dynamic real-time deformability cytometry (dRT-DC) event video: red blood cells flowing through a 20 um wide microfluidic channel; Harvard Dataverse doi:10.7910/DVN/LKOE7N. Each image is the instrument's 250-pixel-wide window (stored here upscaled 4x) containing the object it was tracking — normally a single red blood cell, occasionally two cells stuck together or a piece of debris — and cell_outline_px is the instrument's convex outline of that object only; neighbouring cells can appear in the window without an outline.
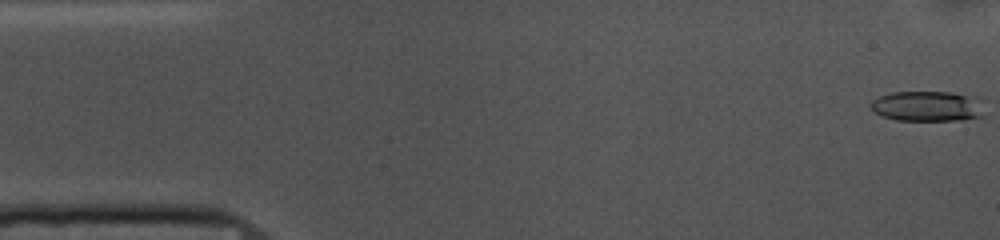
{"species": "common noctule bat (a hibernating species)", "species_latin": "Nyctalus noctula", "temperature_condition": "cold", "stored_images_in_passage": 53, "camera_frame_rate_fps": 3000, "um_per_image_px": 0.085, "animal": {"sex": "female", "body_mass_g": 10.0, "forearm_length_mm": 53.1}, "frame": {"image": 1, "passage_image": 1, "time_ms": 0.0, "image_size_px": [1000, 240], "cell_outline_px": [[984, 116], [960, 120], [896, 120], [884, 116], [876, 112], [872, 108], [872, 100], [880, 96], [892, 92], [952, 92], [976, 96], [984, 100]], "centroid_in_image_um": [78.95, 9.02], "position_along_channel_um": 6.1, "area_um2": 20.29}}
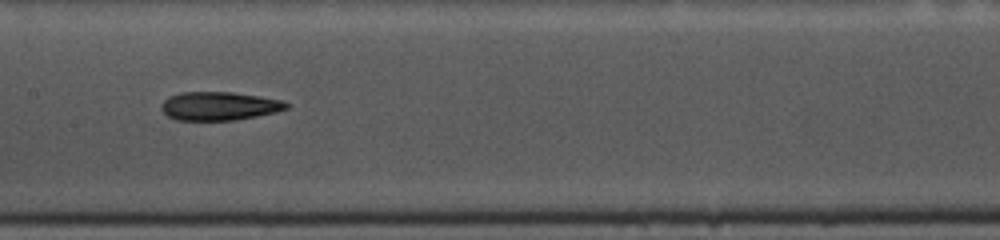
{"frame": {"image": 2, "passage_image": 25, "time_ms": 8.0, "image_size_px": [1000, 240], "cell_outline_px": [[288, 108], [276, 112], [236, 120], [176, 120], [168, 116], [160, 108], [164, 100], [168, 96], [180, 92], [232, 92], [260, 96], [280, 100], [288, 104]], "centroid_in_image_um": [18.6, 9.01], "position_along_channel_um": 188.8, "area_um2": 20.75}}
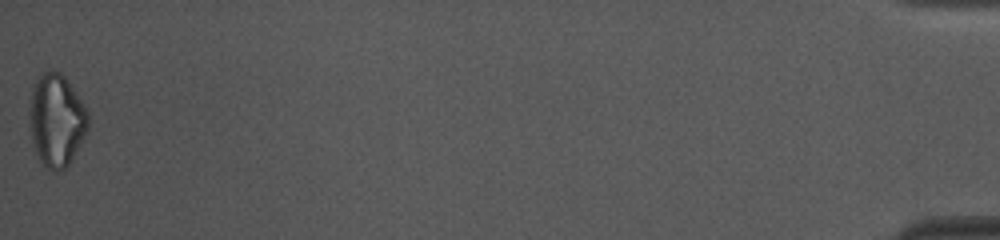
{"frame": {"image": 3, "passage_image": 53, "time_ms": 17.333, "image_size_px": [1000, 240], "cell_outline_px": [[88, 128], [68, 164], [64, 168], [56, 172], [52, 172], [40, 160], [36, 152], [32, 140], [28, 112], [32, 88], [40, 76], [48, 68], [60, 72], [64, 76], [84, 104], [88, 112]], "centroid_in_image_um": [4.78, 10.19], "position_along_channel_um": 430.4, "area_um2": 31.33}, "authors_computed_cell_mechanics": {"area_um2": 20.808, "velocity_mm_per_s": 3.7118, "shape_relaxation_time_tau1_ms": 4.7887, "shape_relaxation_time_tau2_ms": 6.8382, "deformation_change_tau1": 0.1485, "deformation_change_tau2": 0.187}}